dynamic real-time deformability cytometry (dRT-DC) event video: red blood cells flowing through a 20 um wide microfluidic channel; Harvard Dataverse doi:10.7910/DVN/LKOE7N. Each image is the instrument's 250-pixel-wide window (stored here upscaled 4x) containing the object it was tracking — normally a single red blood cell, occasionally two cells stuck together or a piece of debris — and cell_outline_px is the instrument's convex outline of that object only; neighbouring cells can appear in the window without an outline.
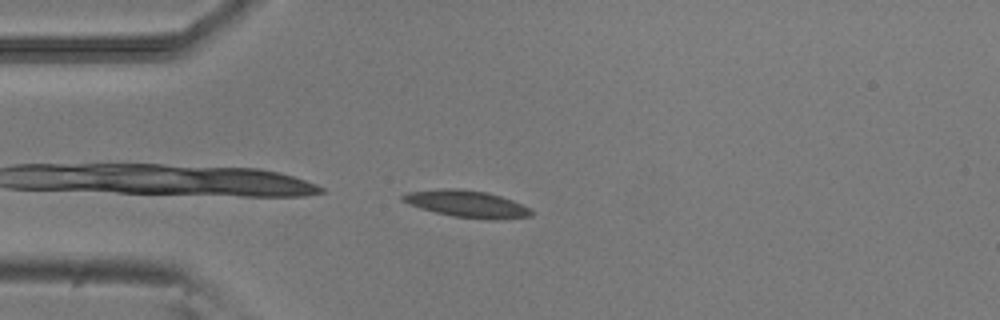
{"species": "common noctule bat (a hibernating species)", "species_latin": "Nyctalus noctula", "temperature_condition": "room temperature", "stored_images_in_passage": 31, "camera_frame_rate_fps": 3000, "um_per_image_px": 0.085, "animal": {"sex": "male", "body_mass_g": 20.5, "forearm_length_mm": 52.5}, "frame": {"image": 1, "passage_image": 1, "time_ms": 0.0, "image_size_px": [1000, 320], "cell_outline_px": [[532, 216], [496, 220], [488, 220], [452, 216], [420, 208], [408, 204], [400, 200], [400, 196], [408, 192], [440, 188], [460, 188], [488, 192], [512, 200], [532, 208]], "centroid_in_image_um": [39.69, 17.33], "position_along_channel_um": 45.3, "area_um2": 20.46}}
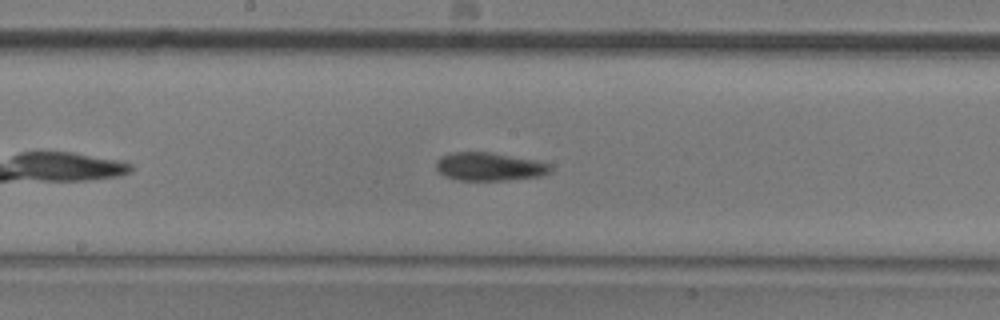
{"frame": {"image": 2, "passage_image": 15, "time_ms": 4.667, "image_size_px": [1000, 320], "cell_outline_px": [[552, 172], [540, 176], [508, 180], [460, 180], [444, 176], [436, 168], [436, 160], [440, 156], [452, 152], [488, 152], [536, 160], [548, 164], [552, 168]], "centroid_in_image_um": [41.58, 14.16], "position_along_channel_um": 206.6, "area_um2": 18.79}}
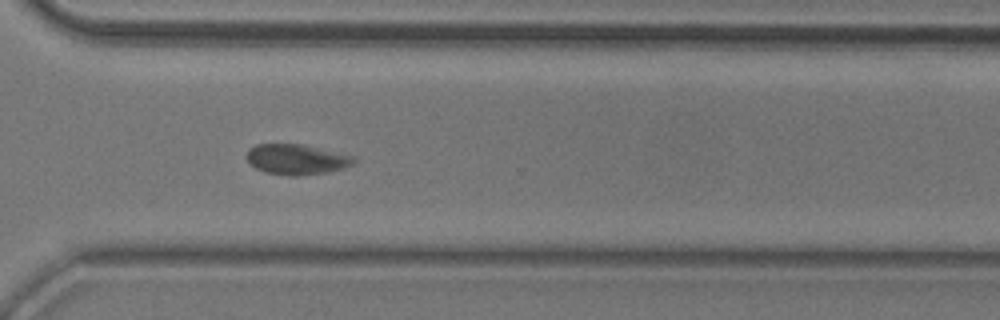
{"frame": {"image": 3, "passage_image": 26, "time_ms": 8.333, "image_size_px": [1000, 320], "cell_outline_px": [[356, 160], [352, 164], [344, 168], [328, 172], [296, 176], [288, 176], [264, 172], [256, 168], [248, 160], [248, 148], [256, 144], [304, 144], [356, 156]], "centroid_in_image_um": [25.24, 13.54], "position_along_channel_um": 345.4, "area_um2": 19.07}, "authors_computed_cell_mechanics": {"area_um2": 19.1318, "velocity_mm_per_s": 3.7995, "shape_relaxation_time_tau1_ms": 8.9483, "shape_relaxation_time_tau2_ms": null, "deformation_change_tau1": 0.1875, "deformation_change_tau2": null}}